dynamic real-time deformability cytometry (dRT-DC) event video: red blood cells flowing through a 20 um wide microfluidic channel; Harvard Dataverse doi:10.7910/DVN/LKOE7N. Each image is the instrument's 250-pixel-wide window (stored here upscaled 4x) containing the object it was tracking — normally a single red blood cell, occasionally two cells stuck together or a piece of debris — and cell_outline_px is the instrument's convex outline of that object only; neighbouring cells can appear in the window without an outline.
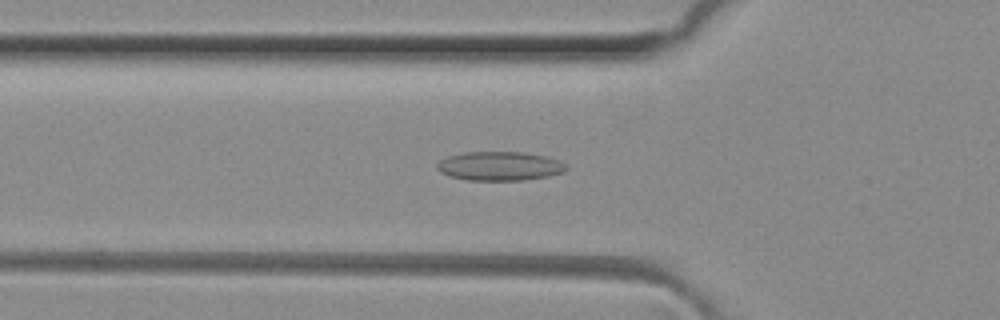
{"species": "common noctule bat (a hibernating species)", "species_latin": "Nyctalus noctula", "temperature_condition": "room temperature", "stored_images_in_passage": 29, "camera_frame_rate_fps": 3000, "um_per_image_px": 0.085, "animal": {"sex": "female", "body_mass_g": 29.2, "forearm_length_mm": 56.3}, "frame": {"image": 1, "passage_image": 20, "time_ms": 6.333, "image_size_px": [1000, 320], "cell_outline_px": [[568, 168], [564, 172], [548, 176], [524, 180], [468, 180], [448, 176], [440, 172], [436, 168], [436, 164], [440, 160], [448, 156], [464, 152], [524, 152], [548, 156], [568, 164]], "centroid_in_image_um": [42.49, 14.11], "position_along_channel_um": 83.3, "area_um2": 22.08}}
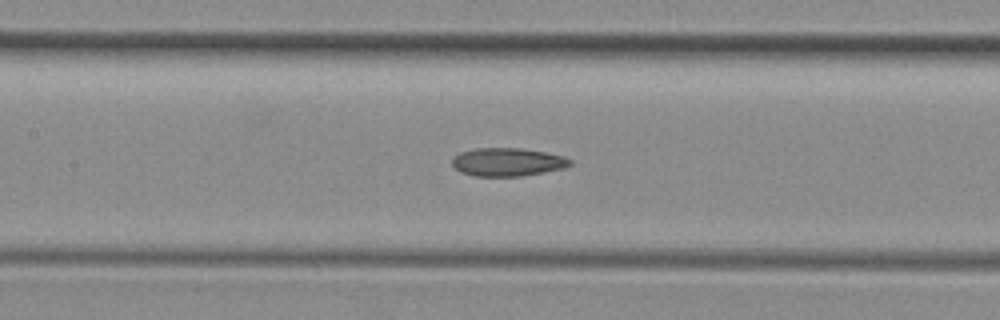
{"frame": {"image": 2, "passage_image": 26, "time_ms": 8.333, "image_size_px": [1000, 320], "cell_outline_px": [[572, 164], [564, 168], [520, 176], [476, 176], [460, 172], [452, 164], [452, 160], [460, 152], [476, 148], [520, 148], [544, 152], [564, 156], [572, 160]], "centroid_in_image_um": [43.15, 13.77], "position_along_channel_um": 164.3, "area_um2": 19.25}}
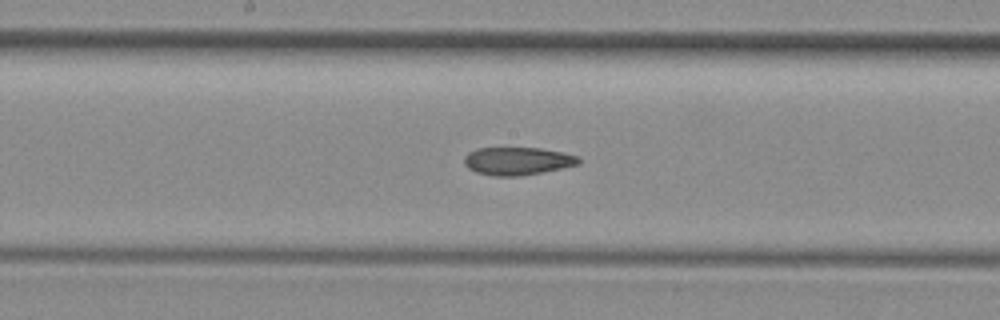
{"frame": {"image": 3, "passage_image": 29, "time_ms": 9.333, "image_size_px": [1000, 320], "cell_outline_px": [[580, 164], [520, 176], [492, 176], [476, 172], [468, 168], [464, 164], [464, 156], [468, 152], [476, 148], [540, 148], [564, 152], [580, 156]], "centroid_in_image_um": [43.97, 13.68], "position_along_channel_um": 204.2, "area_um2": 18.67}}